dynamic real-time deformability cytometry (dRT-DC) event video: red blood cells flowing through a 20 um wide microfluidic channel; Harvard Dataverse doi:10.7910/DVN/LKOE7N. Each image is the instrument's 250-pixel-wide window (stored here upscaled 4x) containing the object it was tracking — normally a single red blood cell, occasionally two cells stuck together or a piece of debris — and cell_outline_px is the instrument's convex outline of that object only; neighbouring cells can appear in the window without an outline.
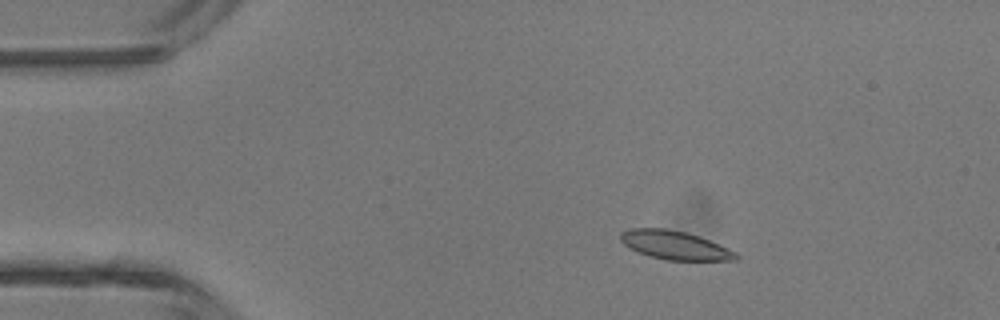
{"species": "common noctule bat (a hibernating species)", "species_latin": "Nyctalus noctula", "temperature_condition": "room temperature", "stored_images_in_passage": 5, "camera_frame_rate_fps": 3000, "um_per_image_px": 0.085, "animal": {"sex": "male", "body_mass_g": 13.3}, "frame": {"image": 1, "passage_image": 3, "time_ms": 0.667, "image_size_px": [1000, 320], "cell_outline_px": [[740, 256], [736, 260], [668, 260], [652, 256], [640, 252], [624, 244], [620, 240], [620, 232], [632, 228], [664, 228], [684, 232], [708, 240], [728, 248], [736, 252]], "centroid_in_image_um": [57.37, 20.84], "position_along_channel_um": 27.6, "area_um2": 18.84}}